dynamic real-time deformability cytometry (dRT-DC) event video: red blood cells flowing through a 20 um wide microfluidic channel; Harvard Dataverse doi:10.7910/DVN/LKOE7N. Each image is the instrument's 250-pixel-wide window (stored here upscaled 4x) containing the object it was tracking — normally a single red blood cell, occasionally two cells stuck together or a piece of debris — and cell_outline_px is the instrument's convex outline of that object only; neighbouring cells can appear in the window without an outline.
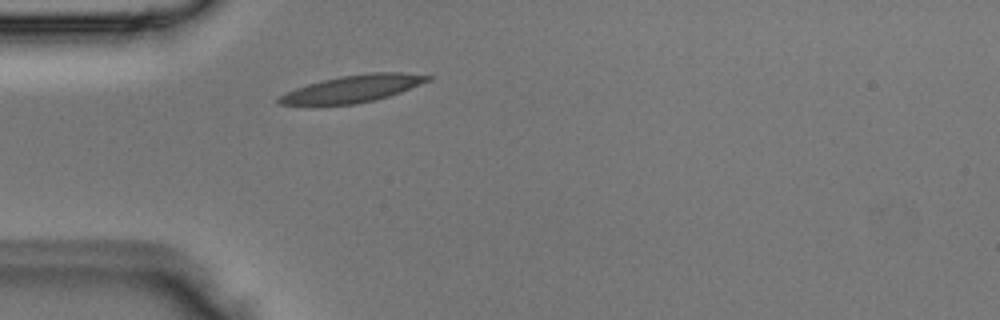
{"species": "Egyptian fruit bat (a non-hibernating species)", "species_latin": "Rousettus aegyptiacus", "temperature_condition": "room temperature", "stored_images_in_passage": 1, "camera_frame_rate_fps": 3000, "um_per_image_px": 0.085, "animal": {"sex": "male"}, "frame": {"image": 1, "passage_image": 1, "time_ms": 0.0, "image_size_px": [1000, 320], "cell_outline_px": [[432, 80], [400, 92], [388, 96], [356, 104], [276, 104], [276, 100], [280, 96], [296, 88], [320, 80], [340, 76], [372, 72], [400, 72], [432, 76]], "centroid_in_image_um": [30.02, 7.52], "position_along_channel_um": 55.0, "area_um2": 23.18}}